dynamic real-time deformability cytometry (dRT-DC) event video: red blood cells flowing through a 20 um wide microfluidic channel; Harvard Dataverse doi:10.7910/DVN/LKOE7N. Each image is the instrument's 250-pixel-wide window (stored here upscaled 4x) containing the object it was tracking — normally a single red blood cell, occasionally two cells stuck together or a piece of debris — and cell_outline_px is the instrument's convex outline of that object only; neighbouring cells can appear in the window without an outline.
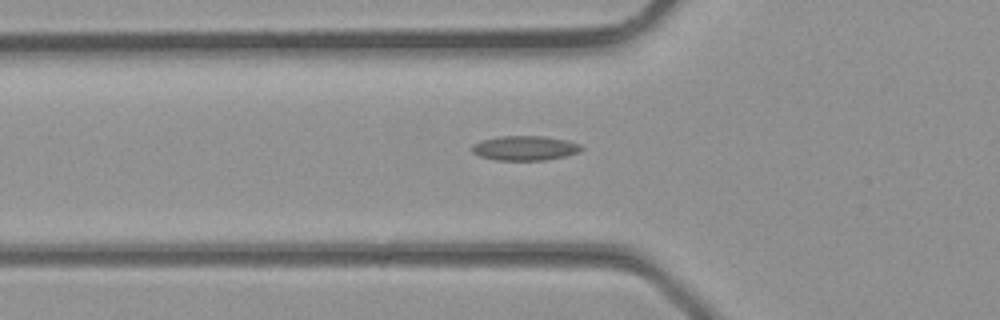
{"species": "common noctule bat (a hibernating species)", "species_latin": "Nyctalus noctula", "temperature_condition": "room temperature", "stored_images_in_passage": 4, "camera_frame_rate_fps": 3000, "um_per_image_px": 0.085, "animal": {"sex": "male", "body_mass_g": 23.1, "forearm_length_mm": 52.7}, "frame": {"image": 1, "passage_image": 4, "time_ms": 1.0, "image_size_px": [1000, 320], "cell_outline_px": [[584, 148], [580, 152], [564, 156], [544, 160], [496, 160], [480, 156], [472, 152], [472, 144], [484, 140], [500, 136], [540, 136], [568, 140], [580, 144]], "centroid_in_image_um": [44.64, 12.59], "position_along_channel_um": 81.2, "area_um2": 15.61}}